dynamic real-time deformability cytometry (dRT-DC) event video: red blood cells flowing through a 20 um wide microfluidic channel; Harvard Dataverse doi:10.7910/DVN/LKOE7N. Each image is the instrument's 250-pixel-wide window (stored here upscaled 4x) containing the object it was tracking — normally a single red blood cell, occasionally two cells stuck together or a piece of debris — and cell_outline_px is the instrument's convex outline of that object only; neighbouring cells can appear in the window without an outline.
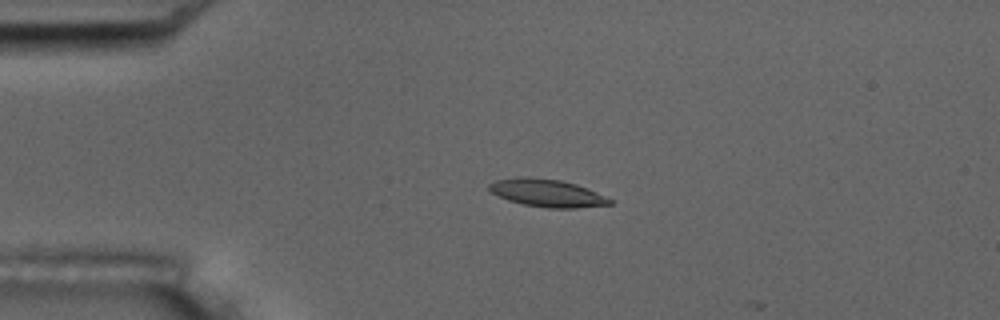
{"species": "common noctule bat (a hibernating species)", "species_latin": "Nyctalus noctula", "temperature_condition": "room temperature", "stored_images_in_passage": 14, "camera_frame_rate_fps": 3000, "um_per_image_px": 0.085, "animal": {"sex": "male", "body_mass_g": 17.5, "forearm_length_mm": 52.3}, "frame": {"image": 1, "passage_image": 13, "time_ms": 4.0, "image_size_px": [1000, 320], "cell_outline_px": [[612, 204], [576, 208], [548, 208], [524, 204], [508, 200], [492, 192], [488, 188], [488, 184], [496, 180], [520, 176], [528, 176], [560, 180], [576, 184], [596, 192], [612, 200]], "centroid_in_image_um": [46.48, 16.39], "position_along_channel_um": 38.5, "area_um2": 19.31}}